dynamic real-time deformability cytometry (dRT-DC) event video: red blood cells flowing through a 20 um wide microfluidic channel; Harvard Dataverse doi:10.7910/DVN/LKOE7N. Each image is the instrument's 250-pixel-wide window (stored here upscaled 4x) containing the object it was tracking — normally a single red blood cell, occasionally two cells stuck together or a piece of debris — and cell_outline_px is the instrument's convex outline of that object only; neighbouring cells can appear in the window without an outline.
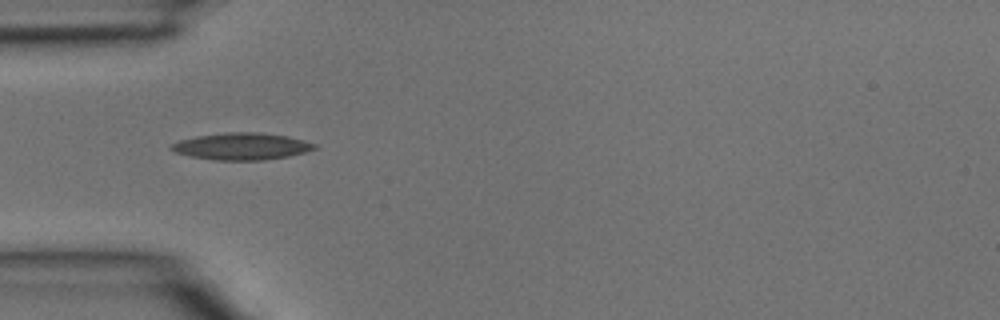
{"species": "common noctule bat (a hibernating species)", "species_latin": "Nyctalus noctula", "temperature_condition": "room temperature", "stored_images_in_passage": 2, "camera_frame_rate_fps": 3000, "um_per_image_px": 0.085, "animal": {"sex": "male", "body_mass_g": 15.6}, "frame": {"image": 1, "passage_image": 1, "time_ms": 0.0, "image_size_px": [1000, 320], "cell_outline_px": [[316, 148], [304, 152], [288, 156], [264, 160], [212, 160], [192, 156], [176, 152], [168, 148], [172, 144], [180, 140], [196, 136], [228, 132], [260, 132], [288, 136], [304, 140], [316, 144]], "centroid_in_image_um": [20.54, 12.43], "position_along_channel_um": 64.5, "area_um2": 22.37}}